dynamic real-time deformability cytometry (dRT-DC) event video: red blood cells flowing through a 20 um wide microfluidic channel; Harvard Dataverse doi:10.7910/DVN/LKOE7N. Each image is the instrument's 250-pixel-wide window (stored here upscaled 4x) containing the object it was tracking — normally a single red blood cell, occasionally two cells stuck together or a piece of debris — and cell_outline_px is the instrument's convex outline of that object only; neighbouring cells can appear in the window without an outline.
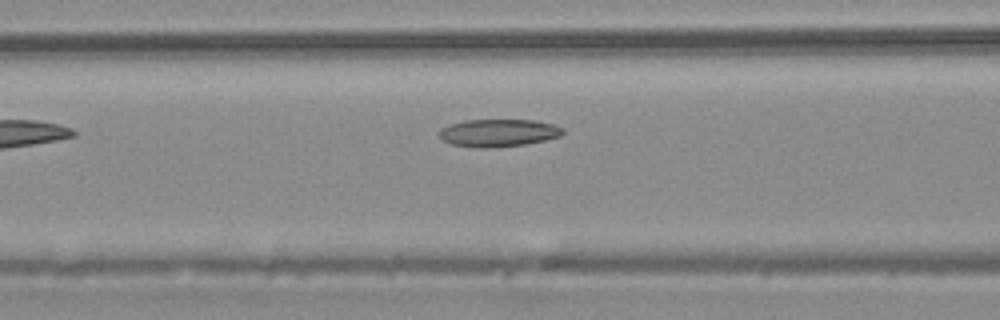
{"species": "common noctule bat (a hibernating species)", "species_latin": "Nyctalus noctula", "temperature_condition": "warm", "stored_images_in_passage": 18, "camera_frame_rate_fps": 3000, "um_per_image_px": 0.085, "animal": {"sex": "male", "body_mass_g": 20.4}, "frame": {"image": 1, "passage_image": 6, "time_ms": 1.667, "image_size_px": [1000, 320], "cell_outline_px": [[564, 132], [560, 136], [544, 140], [524, 144], [484, 148], [472, 148], [452, 144], [444, 140], [440, 136], [440, 128], [464, 120], [532, 120], [552, 124], [564, 128]], "centroid_in_image_um": [42.36, 11.29], "position_along_channel_um": 124.2, "area_um2": 19.65}}
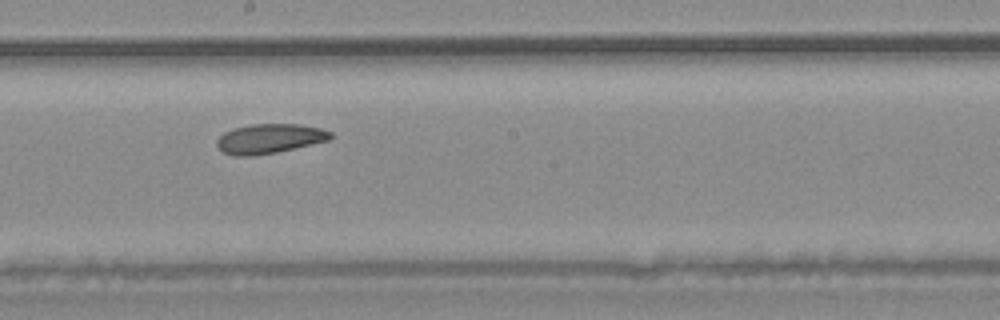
{"frame": {"image": 2, "passage_image": 13, "time_ms": 4.0, "image_size_px": [1000, 320], "cell_outline_px": [[332, 136], [328, 140], [276, 152], [252, 156], [236, 156], [224, 152], [216, 144], [216, 140], [224, 132], [236, 128], [252, 124], [300, 124], [320, 128], [332, 132]], "centroid_in_image_um": [22.9, 11.78], "position_along_channel_um": 225.3, "area_um2": 19.31}}